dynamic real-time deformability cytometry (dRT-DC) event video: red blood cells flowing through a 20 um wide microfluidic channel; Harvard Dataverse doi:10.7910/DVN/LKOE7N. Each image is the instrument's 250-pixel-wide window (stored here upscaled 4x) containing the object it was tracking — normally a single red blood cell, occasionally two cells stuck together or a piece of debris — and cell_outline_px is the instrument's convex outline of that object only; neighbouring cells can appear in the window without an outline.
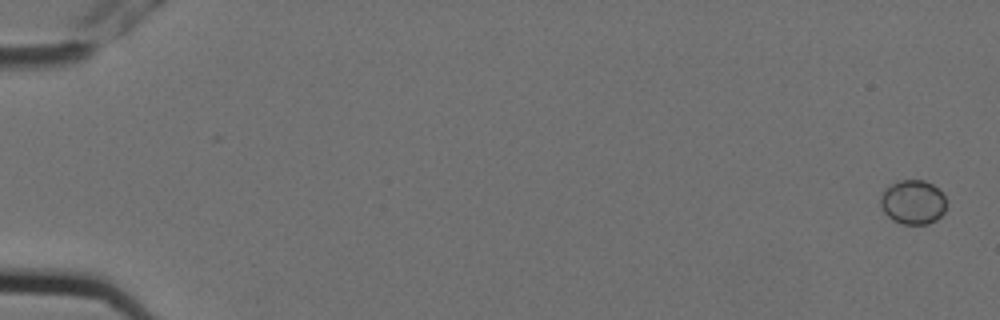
{"species": "Egyptian fruit bat (a non-hibernating species)", "species_latin": "Rousettus aegyptiacus", "temperature_condition": "cold", "stored_images_in_passage": 4, "camera_frame_rate_fps": 3000, "um_per_image_px": 0.085, "animal": {"sex": "female"}, "frame": {"image": 1, "passage_image": 1, "time_ms": 0.0, "image_size_px": [1000, 320], "cell_outline_px": [[944, 212], [936, 220], [928, 224], [904, 224], [892, 220], [884, 212], [880, 204], [880, 196], [884, 188], [896, 180], [924, 180], [932, 184], [944, 196]], "centroid_in_image_um": [77.55, 17.17], "position_along_channel_um": 7.5, "area_um2": 16.99}}